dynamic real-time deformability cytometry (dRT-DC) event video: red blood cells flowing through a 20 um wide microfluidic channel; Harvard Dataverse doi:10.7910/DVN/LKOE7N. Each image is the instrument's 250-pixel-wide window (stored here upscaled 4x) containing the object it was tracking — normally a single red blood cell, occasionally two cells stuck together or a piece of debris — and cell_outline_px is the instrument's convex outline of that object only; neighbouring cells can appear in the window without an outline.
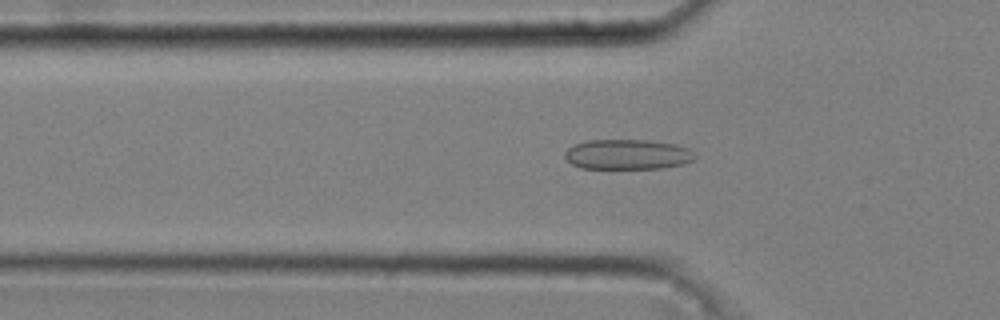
{"species": "common noctule bat (a hibernating species)", "species_latin": "Nyctalus noctula", "temperature_condition": "cold", "stored_images_in_passage": 51, "camera_frame_rate_fps": 3000, "um_per_image_px": 0.085, "animal": {"sex": "male", "body_mass_g": 20.4}, "frame": {"image": 1, "passage_image": 17, "time_ms": 5.333, "image_size_px": [1000, 320], "cell_outline_px": [[696, 156], [692, 160], [684, 164], [664, 168], [580, 168], [572, 164], [564, 156], [564, 152], [568, 148], [576, 144], [588, 140], [648, 140], [676, 144], [688, 148]], "centroid_in_image_um": [53.34, 13.12], "position_along_channel_um": 72.5, "area_um2": 22.77}}
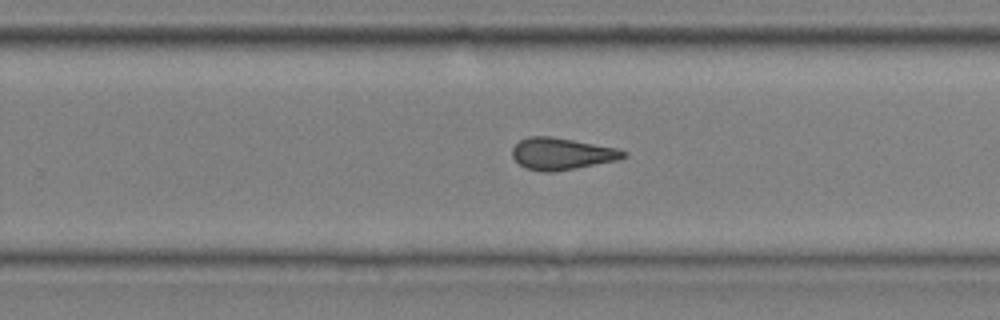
{"frame": {"image": 2, "passage_image": 34, "time_ms": 11.0, "image_size_px": [1000, 320], "cell_outline_px": [[628, 156], [616, 160], [552, 172], [544, 172], [524, 168], [512, 156], [512, 148], [520, 140], [528, 136], [552, 136], [616, 148], [628, 152]], "centroid_in_image_um": [47.72, 13.06], "position_along_channel_um": 282.1, "area_um2": 20.46}}
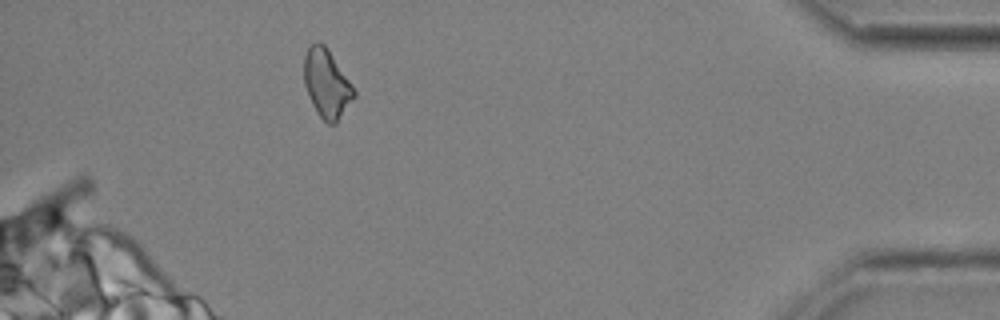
{"frame": {"image": 3, "passage_image": 48, "time_ms": 15.667, "image_size_px": [1000, 320], "cell_outline_px": [[356, 96], [336, 124], [328, 124], [316, 112], [312, 104], [304, 84], [304, 56], [308, 48], [312, 44], [324, 44], [352, 84], [356, 92]], "centroid_in_image_um": [27.78, 7.15], "position_along_channel_um": 407.4, "area_um2": 19.71}, "authors_computed_cell_mechanics": {"area_um2": 20.5768, "velocity_mm_per_s": 3.6956, "shape_relaxation_time_tau1_ms": null, "shape_relaxation_time_tau2_ms": 2.6875, "deformation_change_tau1": null, "deformation_change_tau2": 0.1047}}